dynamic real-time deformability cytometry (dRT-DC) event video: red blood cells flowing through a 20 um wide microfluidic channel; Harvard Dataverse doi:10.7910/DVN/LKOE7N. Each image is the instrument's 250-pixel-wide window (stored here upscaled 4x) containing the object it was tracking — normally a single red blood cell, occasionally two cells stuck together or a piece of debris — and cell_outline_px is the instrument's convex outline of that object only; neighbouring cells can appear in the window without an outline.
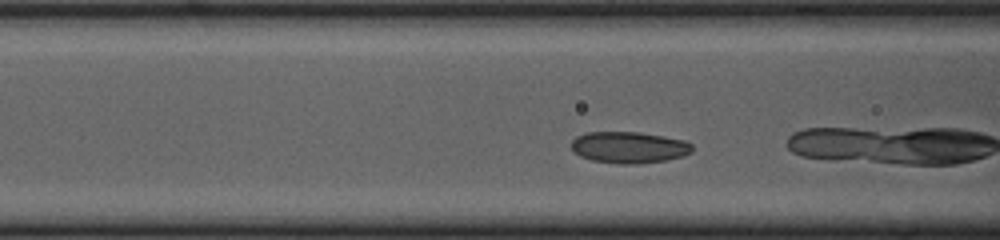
{"species": "common noctule bat (a hibernating species)", "species_latin": "Nyctalus noctula", "temperature_condition": "cold", "stored_images_in_passage": 11, "camera_frame_rate_fps": 3000, "um_per_image_px": 0.085, "animal": {"sex": "female", "body_mass_g": 23.0, "forearm_length_mm": 53.4}, "frame": {"image": 1, "passage_image": 7, "time_ms": 2.0, "image_size_px": [1000, 240], "cell_outline_px": [[692, 152], [684, 156], [664, 160], [640, 164], [620, 164], [592, 160], [580, 156], [572, 148], [572, 140], [576, 136], [584, 132], [640, 132], [664, 136], [684, 140], [692, 144]], "centroid_in_image_um": [53.47, 12.52], "position_along_channel_um": 113.1, "area_um2": 22.25}}